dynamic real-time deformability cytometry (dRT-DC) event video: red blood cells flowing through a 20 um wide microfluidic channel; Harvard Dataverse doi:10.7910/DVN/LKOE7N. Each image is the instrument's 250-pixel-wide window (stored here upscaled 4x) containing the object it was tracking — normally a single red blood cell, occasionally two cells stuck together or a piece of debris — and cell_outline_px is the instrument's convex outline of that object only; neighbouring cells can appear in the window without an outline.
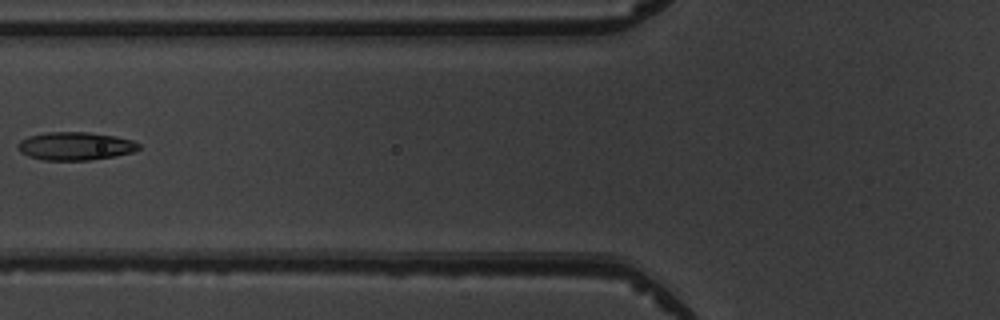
{"species": "common noctule bat (a hibernating species)", "species_latin": "Nyctalus noctula", "temperature_condition": "warm", "stored_images_in_passage": 7, "camera_frame_rate_fps": 3000, "um_per_image_px": 0.085, "animal": {"sex": "male", "body_mass_g": 19.5, "forearm_length_mm": 54.6}, "frame": {"image": 1, "passage_image": 6, "time_ms": 6.667, "image_size_px": [1000, 320], "cell_outline_px": [[140, 148], [132, 152], [116, 156], [88, 160], [44, 160], [28, 156], [20, 152], [16, 148], [16, 144], [20, 140], [28, 136], [48, 132], [88, 132], [116, 136], [132, 140], [140, 144]], "centroid_in_image_um": [6.37, 12.41], "position_along_channel_um": 119.4, "area_um2": 19.94}}
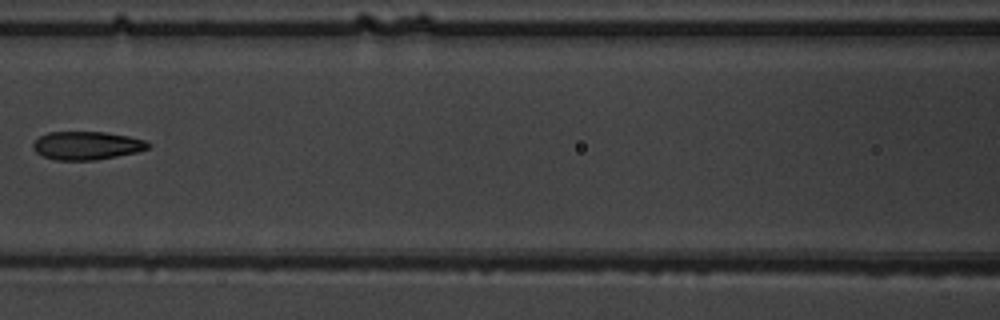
{"frame": {"image": 2, "passage_image": 7, "time_ms": 7.667, "image_size_px": [1000, 320], "cell_outline_px": [[152, 144], [148, 148], [136, 152], [96, 160], [56, 160], [44, 156], [36, 152], [32, 148], [32, 144], [40, 136], [48, 132], [104, 132], [128, 136], [144, 140]], "centroid_in_image_um": [7.36, 12.37], "position_along_channel_um": 159.2, "area_um2": 18.84}}